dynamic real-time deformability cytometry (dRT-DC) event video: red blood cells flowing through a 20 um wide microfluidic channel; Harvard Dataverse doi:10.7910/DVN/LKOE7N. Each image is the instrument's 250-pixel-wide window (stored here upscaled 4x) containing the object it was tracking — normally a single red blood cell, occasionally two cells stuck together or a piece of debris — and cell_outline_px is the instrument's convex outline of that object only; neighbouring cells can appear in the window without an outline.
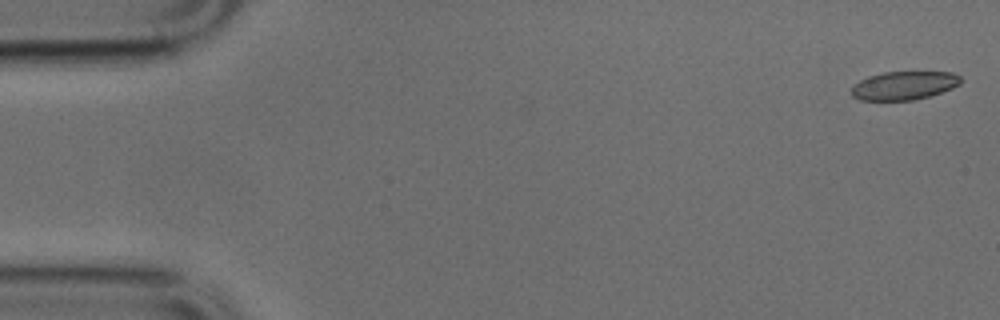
{"species": "common noctule bat (a hibernating species)", "species_latin": "Nyctalus noctula", "temperature_condition": "cold", "stored_images_in_passage": 10, "camera_frame_rate_fps": 3000, "um_per_image_px": 0.085, "animal": {"sex": "male", "body_mass_g": 17.9, "forearm_length_mm": 54.2}, "frame": {"image": 1, "passage_image": 1, "time_ms": 0.0, "image_size_px": [1000, 320], "cell_outline_px": [[960, 84], [952, 88], [916, 100], [860, 100], [852, 96], [852, 84], [868, 76], [884, 72], [952, 72], [960, 76]], "centroid_in_image_um": [76.81, 7.27], "position_along_channel_um": 8.2, "area_um2": 18.09}}